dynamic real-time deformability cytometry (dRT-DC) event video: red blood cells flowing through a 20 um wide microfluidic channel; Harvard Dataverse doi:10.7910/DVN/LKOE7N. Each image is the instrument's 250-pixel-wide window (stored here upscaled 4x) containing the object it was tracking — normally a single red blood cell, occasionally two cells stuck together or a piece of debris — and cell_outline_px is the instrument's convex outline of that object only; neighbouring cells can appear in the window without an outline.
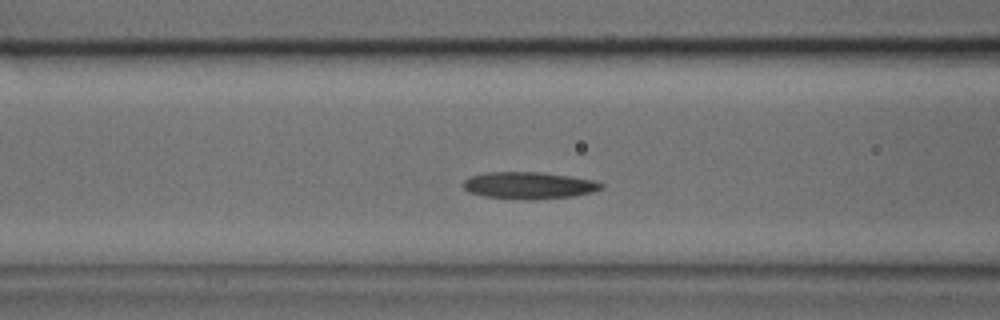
{"species": "common noctule bat (a hibernating species)", "species_latin": "Nyctalus noctula", "temperature_condition": "cold", "stored_images_in_passage": 28, "camera_frame_rate_fps": 3000, "um_per_image_px": 0.085, "animal": {"sex": "male", "body_mass_g": 17.9, "forearm_length_mm": 54.2}, "frame": {"image": 1, "passage_image": 4, "time_ms": 1.0, "image_size_px": [1000, 320], "cell_outline_px": [[604, 188], [592, 192], [572, 196], [528, 200], [512, 200], [484, 196], [468, 192], [460, 184], [464, 180], [472, 176], [484, 172], [540, 172], [568, 176], [592, 180], [604, 184]], "centroid_in_image_um": [44.9, 15.77], "position_along_channel_um": 121.7, "area_um2": 21.85}}
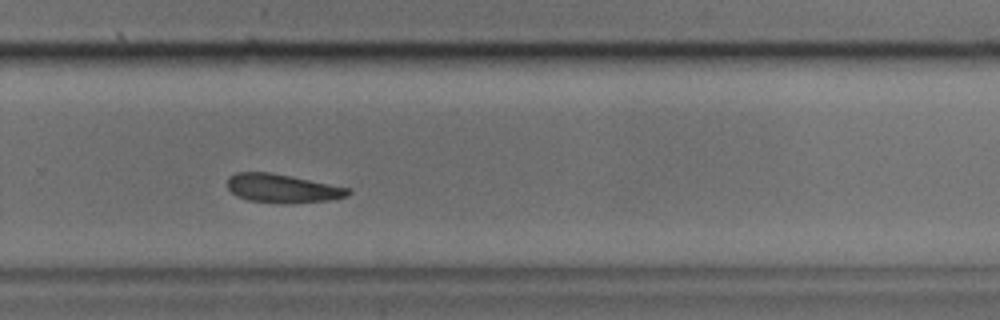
{"frame": {"image": 2, "passage_image": 15, "time_ms": 4.667, "image_size_px": [1000, 320], "cell_outline_px": [[352, 192], [348, 196], [332, 200], [288, 204], [284, 204], [248, 200], [236, 196], [224, 184], [228, 176], [236, 172], [268, 172], [292, 176], [352, 188]], "centroid_in_image_um": [24.01, 16.01], "position_along_channel_um": 305.8, "area_um2": 20.69}}
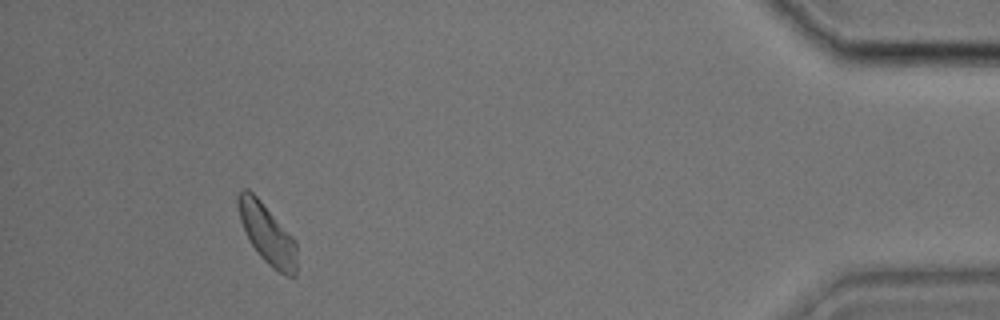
{"frame": {"image": 3, "passage_image": 25, "time_ms": 8.0, "image_size_px": [1000, 320], "cell_outline_px": [[296, 276], [288, 276], [272, 268], [260, 256], [252, 244], [240, 220], [236, 204], [236, 196], [244, 188], [248, 188], [260, 200], [292, 236], [296, 244]], "centroid_in_image_um": [22.69, 19.86], "position_along_channel_um": 412.5, "area_um2": 20.11}}